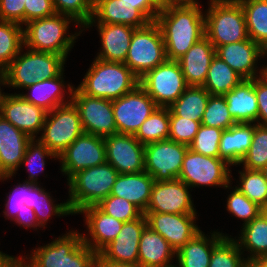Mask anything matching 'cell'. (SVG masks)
I'll list each match as a JSON object with an SVG mask.
<instances>
[{
    "mask_svg": "<svg viewBox=\"0 0 267 267\" xmlns=\"http://www.w3.org/2000/svg\"><path fill=\"white\" fill-rule=\"evenodd\" d=\"M143 214L146 216L147 225L165 238L176 251L201 231L194 222L197 213L144 212Z\"/></svg>",
    "mask_w": 267,
    "mask_h": 267,
    "instance_id": "17",
    "label": "cell"
},
{
    "mask_svg": "<svg viewBox=\"0 0 267 267\" xmlns=\"http://www.w3.org/2000/svg\"><path fill=\"white\" fill-rule=\"evenodd\" d=\"M190 187L183 181H155L145 212L186 214L196 213L189 193Z\"/></svg>",
    "mask_w": 267,
    "mask_h": 267,
    "instance_id": "18",
    "label": "cell"
},
{
    "mask_svg": "<svg viewBox=\"0 0 267 267\" xmlns=\"http://www.w3.org/2000/svg\"><path fill=\"white\" fill-rule=\"evenodd\" d=\"M96 21L107 24H126L134 28L145 27L151 22L136 8V5L127 4L121 0H94L93 15L85 27L93 26Z\"/></svg>",
    "mask_w": 267,
    "mask_h": 267,
    "instance_id": "24",
    "label": "cell"
},
{
    "mask_svg": "<svg viewBox=\"0 0 267 267\" xmlns=\"http://www.w3.org/2000/svg\"><path fill=\"white\" fill-rule=\"evenodd\" d=\"M223 130L200 125L189 149L204 156L220 158L219 144Z\"/></svg>",
    "mask_w": 267,
    "mask_h": 267,
    "instance_id": "45",
    "label": "cell"
},
{
    "mask_svg": "<svg viewBox=\"0 0 267 267\" xmlns=\"http://www.w3.org/2000/svg\"><path fill=\"white\" fill-rule=\"evenodd\" d=\"M47 111L26 101L20 94H10L3 104L2 115L14 127L32 139L43 129ZM36 134V135H35Z\"/></svg>",
    "mask_w": 267,
    "mask_h": 267,
    "instance_id": "21",
    "label": "cell"
},
{
    "mask_svg": "<svg viewBox=\"0 0 267 267\" xmlns=\"http://www.w3.org/2000/svg\"><path fill=\"white\" fill-rule=\"evenodd\" d=\"M230 165L221 158L204 156L188 148L178 179L190 188L215 186L231 188Z\"/></svg>",
    "mask_w": 267,
    "mask_h": 267,
    "instance_id": "11",
    "label": "cell"
},
{
    "mask_svg": "<svg viewBox=\"0 0 267 267\" xmlns=\"http://www.w3.org/2000/svg\"><path fill=\"white\" fill-rule=\"evenodd\" d=\"M25 0H0V20L25 25Z\"/></svg>",
    "mask_w": 267,
    "mask_h": 267,
    "instance_id": "51",
    "label": "cell"
},
{
    "mask_svg": "<svg viewBox=\"0 0 267 267\" xmlns=\"http://www.w3.org/2000/svg\"><path fill=\"white\" fill-rule=\"evenodd\" d=\"M85 215V224L91 238L83 234V242L99 254L121 231L124 222L102 212L96 205L83 208L78 214ZM92 239V240H91Z\"/></svg>",
    "mask_w": 267,
    "mask_h": 267,
    "instance_id": "23",
    "label": "cell"
},
{
    "mask_svg": "<svg viewBox=\"0 0 267 267\" xmlns=\"http://www.w3.org/2000/svg\"><path fill=\"white\" fill-rule=\"evenodd\" d=\"M83 234L68 232L33 250L29 261L36 267H97L98 254L82 240Z\"/></svg>",
    "mask_w": 267,
    "mask_h": 267,
    "instance_id": "3",
    "label": "cell"
},
{
    "mask_svg": "<svg viewBox=\"0 0 267 267\" xmlns=\"http://www.w3.org/2000/svg\"><path fill=\"white\" fill-rule=\"evenodd\" d=\"M139 85L158 107H170L188 87L180 64L166 60L139 79Z\"/></svg>",
    "mask_w": 267,
    "mask_h": 267,
    "instance_id": "10",
    "label": "cell"
},
{
    "mask_svg": "<svg viewBox=\"0 0 267 267\" xmlns=\"http://www.w3.org/2000/svg\"><path fill=\"white\" fill-rule=\"evenodd\" d=\"M213 232L211 238L202 231L197 233L184 246L176 251L177 265L175 267H209L213 248L228 235Z\"/></svg>",
    "mask_w": 267,
    "mask_h": 267,
    "instance_id": "30",
    "label": "cell"
},
{
    "mask_svg": "<svg viewBox=\"0 0 267 267\" xmlns=\"http://www.w3.org/2000/svg\"><path fill=\"white\" fill-rule=\"evenodd\" d=\"M205 13V36L215 49L248 39L246 20L237 0H210Z\"/></svg>",
    "mask_w": 267,
    "mask_h": 267,
    "instance_id": "6",
    "label": "cell"
},
{
    "mask_svg": "<svg viewBox=\"0 0 267 267\" xmlns=\"http://www.w3.org/2000/svg\"><path fill=\"white\" fill-rule=\"evenodd\" d=\"M23 26L0 20V70H5L24 47Z\"/></svg>",
    "mask_w": 267,
    "mask_h": 267,
    "instance_id": "39",
    "label": "cell"
},
{
    "mask_svg": "<svg viewBox=\"0 0 267 267\" xmlns=\"http://www.w3.org/2000/svg\"><path fill=\"white\" fill-rule=\"evenodd\" d=\"M239 174L240 183L236 188L258 206L267 205V182L262 171L244 168Z\"/></svg>",
    "mask_w": 267,
    "mask_h": 267,
    "instance_id": "41",
    "label": "cell"
},
{
    "mask_svg": "<svg viewBox=\"0 0 267 267\" xmlns=\"http://www.w3.org/2000/svg\"><path fill=\"white\" fill-rule=\"evenodd\" d=\"M65 83L63 81V72L52 79H46L38 81L35 84L27 87L26 89L32 92L31 94H20L26 101L42 107L45 111L49 112L56 107L71 103L73 86L68 85L69 99L64 101V95L66 90Z\"/></svg>",
    "mask_w": 267,
    "mask_h": 267,
    "instance_id": "29",
    "label": "cell"
},
{
    "mask_svg": "<svg viewBox=\"0 0 267 267\" xmlns=\"http://www.w3.org/2000/svg\"><path fill=\"white\" fill-rule=\"evenodd\" d=\"M267 182V165L261 170Z\"/></svg>",
    "mask_w": 267,
    "mask_h": 267,
    "instance_id": "65",
    "label": "cell"
},
{
    "mask_svg": "<svg viewBox=\"0 0 267 267\" xmlns=\"http://www.w3.org/2000/svg\"><path fill=\"white\" fill-rule=\"evenodd\" d=\"M216 55L244 79H254L259 77L255 63L261 56L264 57V49L248 38L240 42L218 46Z\"/></svg>",
    "mask_w": 267,
    "mask_h": 267,
    "instance_id": "22",
    "label": "cell"
},
{
    "mask_svg": "<svg viewBox=\"0 0 267 267\" xmlns=\"http://www.w3.org/2000/svg\"><path fill=\"white\" fill-rule=\"evenodd\" d=\"M201 121H193L180 116H176L170 110L169 137L171 141L189 146L198 132Z\"/></svg>",
    "mask_w": 267,
    "mask_h": 267,
    "instance_id": "49",
    "label": "cell"
},
{
    "mask_svg": "<svg viewBox=\"0 0 267 267\" xmlns=\"http://www.w3.org/2000/svg\"><path fill=\"white\" fill-rule=\"evenodd\" d=\"M154 182L153 177L146 171L119 174L110 195L128 200L144 213L151 198Z\"/></svg>",
    "mask_w": 267,
    "mask_h": 267,
    "instance_id": "27",
    "label": "cell"
},
{
    "mask_svg": "<svg viewBox=\"0 0 267 267\" xmlns=\"http://www.w3.org/2000/svg\"><path fill=\"white\" fill-rule=\"evenodd\" d=\"M67 181L77 172L106 162L103 137L83 133L58 157Z\"/></svg>",
    "mask_w": 267,
    "mask_h": 267,
    "instance_id": "15",
    "label": "cell"
},
{
    "mask_svg": "<svg viewBox=\"0 0 267 267\" xmlns=\"http://www.w3.org/2000/svg\"><path fill=\"white\" fill-rule=\"evenodd\" d=\"M10 267H36L34 264H32L29 260L26 262L23 257L19 258L14 257L12 258Z\"/></svg>",
    "mask_w": 267,
    "mask_h": 267,
    "instance_id": "58",
    "label": "cell"
},
{
    "mask_svg": "<svg viewBox=\"0 0 267 267\" xmlns=\"http://www.w3.org/2000/svg\"><path fill=\"white\" fill-rule=\"evenodd\" d=\"M170 2H185V3H195L197 0H170Z\"/></svg>",
    "mask_w": 267,
    "mask_h": 267,
    "instance_id": "64",
    "label": "cell"
},
{
    "mask_svg": "<svg viewBox=\"0 0 267 267\" xmlns=\"http://www.w3.org/2000/svg\"><path fill=\"white\" fill-rule=\"evenodd\" d=\"M254 89L258 103L256 124L267 125V77L263 75V67L259 70V77L254 78Z\"/></svg>",
    "mask_w": 267,
    "mask_h": 267,
    "instance_id": "52",
    "label": "cell"
},
{
    "mask_svg": "<svg viewBox=\"0 0 267 267\" xmlns=\"http://www.w3.org/2000/svg\"><path fill=\"white\" fill-rule=\"evenodd\" d=\"M167 60L159 25L153 21L136 28L124 64L140 79L148 71Z\"/></svg>",
    "mask_w": 267,
    "mask_h": 267,
    "instance_id": "8",
    "label": "cell"
},
{
    "mask_svg": "<svg viewBox=\"0 0 267 267\" xmlns=\"http://www.w3.org/2000/svg\"><path fill=\"white\" fill-rule=\"evenodd\" d=\"M201 124L227 130L237 124L228 111L227 101L224 96L210 95Z\"/></svg>",
    "mask_w": 267,
    "mask_h": 267,
    "instance_id": "43",
    "label": "cell"
},
{
    "mask_svg": "<svg viewBox=\"0 0 267 267\" xmlns=\"http://www.w3.org/2000/svg\"><path fill=\"white\" fill-rule=\"evenodd\" d=\"M228 111L236 123H255L258 117V103L254 79H244L224 95Z\"/></svg>",
    "mask_w": 267,
    "mask_h": 267,
    "instance_id": "31",
    "label": "cell"
},
{
    "mask_svg": "<svg viewBox=\"0 0 267 267\" xmlns=\"http://www.w3.org/2000/svg\"><path fill=\"white\" fill-rule=\"evenodd\" d=\"M241 251L233 238L225 236L214 248L209 267H249V262L242 257Z\"/></svg>",
    "mask_w": 267,
    "mask_h": 267,
    "instance_id": "40",
    "label": "cell"
},
{
    "mask_svg": "<svg viewBox=\"0 0 267 267\" xmlns=\"http://www.w3.org/2000/svg\"><path fill=\"white\" fill-rule=\"evenodd\" d=\"M254 135V123H237L223 130L219 155L230 166L239 165L250 148Z\"/></svg>",
    "mask_w": 267,
    "mask_h": 267,
    "instance_id": "32",
    "label": "cell"
},
{
    "mask_svg": "<svg viewBox=\"0 0 267 267\" xmlns=\"http://www.w3.org/2000/svg\"><path fill=\"white\" fill-rule=\"evenodd\" d=\"M210 93L203 86H188L183 94L168 107L176 116L201 121Z\"/></svg>",
    "mask_w": 267,
    "mask_h": 267,
    "instance_id": "36",
    "label": "cell"
},
{
    "mask_svg": "<svg viewBox=\"0 0 267 267\" xmlns=\"http://www.w3.org/2000/svg\"><path fill=\"white\" fill-rule=\"evenodd\" d=\"M49 156L50 158H58L39 139H31L21 163L27 166L26 168L30 173L28 180L26 179L27 182L38 184L37 174L43 171L45 167V157L47 158Z\"/></svg>",
    "mask_w": 267,
    "mask_h": 267,
    "instance_id": "44",
    "label": "cell"
},
{
    "mask_svg": "<svg viewBox=\"0 0 267 267\" xmlns=\"http://www.w3.org/2000/svg\"><path fill=\"white\" fill-rule=\"evenodd\" d=\"M249 267H267V256L253 259L249 262Z\"/></svg>",
    "mask_w": 267,
    "mask_h": 267,
    "instance_id": "59",
    "label": "cell"
},
{
    "mask_svg": "<svg viewBox=\"0 0 267 267\" xmlns=\"http://www.w3.org/2000/svg\"><path fill=\"white\" fill-rule=\"evenodd\" d=\"M170 109L157 107L141 124L134 137L143 145L168 140Z\"/></svg>",
    "mask_w": 267,
    "mask_h": 267,
    "instance_id": "38",
    "label": "cell"
},
{
    "mask_svg": "<svg viewBox=\"0 0 267 267\" xmlns=\"http://www.w3.org/2000/svg\"><path fill=\"white\" fill-rule=\"evenodd\" d=\"M25 24L36 19L54 15L52 0H25Z\"/></svg>",
    "mask_w": 267,
    "mask_h": 267,
    "instance_id": "53",
    "label": "cell"
},
{
    "mask_svg": "<svg viewBox=\"0 0 267 267\" xmlns=\"http://www.w3.org/2000/svg\"><path fill=\"white\" fill-rule=\"evenodd\" d=\"M56 13L71 17L85 28L93 15L94 0H52Z\"/></svg>",
    "mask_w": 267,
    "mask_h": 267,
    "instance_id": "46",
    "label": "cell"
},
{
    "mask_svg": "<svg viewBox=\"0 0 267 267\" xmlns=\"http://www.w3.org/2000/svg\"><path fill=\"white\" fill-rule=\"evenodd\" d=\"M102 51L96 58L106 62H125L136 28L126 24L97 23Z\"/></svg>",
    "mask_w": 267,
    "mask_h": 267,
    "instance_id": "26",
    "label": "cell"
},
{
    "mask_svg": "<svg viewBox=\"0 0 267 267\" xmlns=\"http://www.w3.org/2000/svg\"><path fill=\"white\" fill-rule=\"evenodd\" d=\"M243 80L244 78L241 75L215 55L211 61L203 87L210 95L224 96Z\"/></svg>",
    "mask_w": 267,
    "mask_h": 267,
    "instance_id": "33",
    "label": "cell"
},
{
    "mask_svg": "<svg viewBox=\"0 0 267 267\" xmlns=\"http://www.w3.org/2000/svg\"><path fill=\"white\" fill-rule=\"evenodd\" d=\"M12 256H9L0 251V267H10Z\"/></svg>",
    "mask_w": 267,
    "mask_h": 267,
    "instance_id": "61",
    "label": "cell"
},
{
    "mask_svg": "<svg viewBox=\"0 0 267 267\" xmlns=\"http://www.w3.org/2000/svg\"><path fill=\"white\" fill-rule=\"evenodd\" d=\"M121 2L136 5L151 22L156 20L159 11L148 0H121Z\"/></svg>",
    "mask_w": 267,
    "mask_h": 267,
    "instance_id": "55",
    "label": "cell"
},
{
    "mask_svg": "<svg viewBox=\"0 0 267 267\" xmlns=\"http://www.w3.org/2000/svg\"><path fill=\"white\" fill-rule=\"evenodd\" d=\"M106 162L119 174L139 173L145 171L144 149L134 135L113 134L104 137Z\"/></svg>",
    "mask_w": 267,
    "mask_h": 267,
    "instance_id": "16",
    "label": "cell"
},
{
    "mask_svg": "<svg viewBox=\"0 0 267 267\" xmlns=\"http://www.w3.org/2000/svg\"><path fill=\"white\" fill-rule=\"evenodd\" d=\"M146 226L147 219L144 214L124 222L117 237L98 254L97 261L137 264L139 241Z\"/></svg>",
    "mask_w": 267,
    "mask_h": 267,
    "instance_id": "19",
    "label": "cell"
},
{
    "mask_svg": "<svg viewBox=\"0 0 267 267\" xmlns=\"http://www.w3.org/2000/svg\"><path fill=\"white\" fill-rule=\"evenodd\" d=\"M158 11L163 10L169 3L170 0H148Z\"/></svg>",
    "mask_w": 267,
    "mask_h": 267,
    "instance_id": "60",
    "label": "cell"
},
{
    "mask_svg": "<svg viewBox=\"0 0 267 267\" xmlns=\"http://www.w3.org/2000/svg\"><path fill=\"white\" fill-rule=\"evenodd\" d=\"M238 238L235 241L240 250L245 249L250 252V257H247L248 262L258 257L267 256V223L260 215L243 225L241 236Z\"/></svg>",
    "mask_w": 267,
    "mask_h": 267,
    "instance_id": "37",
    "label": "cell"
},
{
    "mask_svg": "<svg viewBox=\"0 0 267 267\" xmlns=\"http://www.w3.org/2000/svg\"><path fill=\"white\" fill-rule=\"evenodd\" d=\"M174 256L176 250L147 225L139 241L138 264L141 267H173Z\"/></svg>",
    "mask_w": 267,
    "mask_h": 267,
    "instance_id": "28",
    "label": "cell"
},
{
    "mask_svg": "<svg viewBox=\"0 0 267 267\" xmlns=\"http://www.w3.org/2000/svg\"><path fill=\"white\" fill-rule=\"evenodd\" d=\"M157 107L155 101L140 85L124 96L112 100L117 133L135 135Z\"/></svg>",
    "mask_w": 267,
    "mask_h": 267,
    "instance_id": "14",
    "label": "cell"
},
{
    "mask_svg": "<svg viewBox=\"0 0 267 267\" xmlns=\"http://www.w3.org/2000/svg\"><path fill=\"white\" fill-rule=\"evenodd\" d=\"M73 21L71 17L59 13L32 20L23 28V46L33 51L54 53L67 58L75 39L82 33L81 30L77 34L67 35L68 26Z\"/></svg>",
    "mask_w": 267,
    "mask_h": 267,
    "instance_id": "4",
    "label": "cell"
},
{
    "mask_svg": "<svg viewBox=\"0 0 267 267\" xmlns=\"http://www.w3.org/2000/svg\"><path fill=\"white\" fill-rule=\"evenodd\" d=\"M97 267H141L138 263H116L112 261H97Z\"/></svg>",
    "mask_w": 267,
    "mask_h": 267,
    "instance_id": "57",
    "label": "cell"
},
{
    "mask_svg": "<svg viewBox=\"0 0 267 267\" xmlns=\"http://www.w3.org/2000/svg\"><path fill=\"white\" fill-rule=\"evenodd\" d=\"M188 148L185 144L169 139L145 145V171L154 181L178 179Z\"/></svg>",
    "mask_w": 267,
    "mask_h": 267,
    "instance_id": "12",
    "label": "cell"
},
{
    "mask_svg": "<svg viewBox=\"0 0 267 267\" xmlns=\"http://www.w3.org/2000/svg\"><path fill=\"white\" fill-rule=\"evenodd\" d=\"M83 133L79 112L71 102L47 112L38 139L59 157Z\"/></svg>",
    "mask_w": 267,
    "mask_h": 267,
    "instance_id": "9",
    "label": "cell"
},
{
    "mask_svg": "<svg viewBox=\"0 0 267 267\" xmlns=\"http://www.w3.org/2000/svg\"><path fill=\"white\" fill-rule=\"evenodd\" d=\"M31 139L0 115V180L16 173Z\"/></svg>",
    "mask_w": 267,
    "mask_h": 267,
    "instance_id": "20",
    "label": "cell"
},
{
    "mask_svg": "<svg viewBox=\"0 0 267 267\" xmlns=\"http://www.w3.org/2000/svg\"><path fill=\"white\" fill-rule=\"evenodd\" d=\"M9 86L8 84V80H7V77H6V74H5V71L4 70H0V86ZM10 94H6V93H2L1 92V87H0V113H1V110H2V107H3V104L5 103L7 97L9 96Z\"/></svg>",
    "mask_w": 267,
    "mask_h": 267,
    "instance_id": "56",
    "label": "cell"
},
{
    "mask_svg": "<svg viewBox=\"0 0 267 267\" xmlns=\"http://www.w3.org/2000/svg\"><path fill=\"white\" fill-rule=\"evenodd\" d=\"M138 85L139 78L124 63L95 58L77 88L90 97L115 100Z\"/></svg>",
    "mask_w": 267,
    "mask_h": 267,
    "instance_id": "2",
    "label": "cell"
},
{
    "mask_svg": "<svg viewBox=\"0 0 267 267\" xmlns=\"http://www.w3.org/2000/svg\"><path fill=\"white\" fill-rule=\"evenodd\" d=\"M13 221L21 225V227L24 226L27 229L33 227L37 230V227H41L38 223L34 210L28 206H25V209H23L21 212H18Z\"/></svg>",
    "mask_w": 267,
    "mask_h": 267,
    "instance_id": "54",
    "label": "cell"
},
{
    "mask_svg": "<svg viewBox=\"0 0 267 267\" xmlns=\"http://www.w3.org/2000/svg\"><path fill=\"white\" fill-rule=\"evenodd\" d=\"M198 2H170L155 22L162 32L167 60L177 61L205 36V17Z\"/></svg>",
    "mask_w": 267,
    "mask_h": 267,
    "instance_id": "1",
    "label": "cell"
},
{
    "mask_svg": "<svg viewBox=\"0 0 267 267\" xmlns=\"http://www.w3.org/2000/svg\"><path fill=\"white\" fill-rule=\"evenodd\" d=\"M5 204L4 215L12 221L16 218L18 212L25 209L24 203H27L28 198V182L24 181L23 184H18L11 193H9Z\"/></svg>",
    "mask_w": 267,
    "mask_h": 267,
    "instance_id": "50",
    "label": "cell"
},
{
    "mask_svg": "<svg viewBox=\"0 0 267 267\" xmlns=\"http://www.w3.org/2000/svg\"><path fill=\"white\" fill-rule=\"evenodd\" d=\"M50 194L39 187L38 184L28 182V198L25 206L32 208L41 227L45 228V223L52 215L65 216L72 215L68 202L53 204Z\"/></svg>",
    "mask_w": 267,
    "mask_h": 267,
    "instance_id": "34",
    "label": "cell"
},
{
    "mask_svg": "<svg viewBox=\"0 0 267 267\" xmlns=\"http://www.w3.org/2000/svg\"><path fill=\"white\" fill-rule=\"evenodd\" d=\"M240 164L250 170H262L267 165V125L254 123L252 143Z\"/></svg>",
    "mask_w": 267,
    "mask_h": 267,
    "instance_id": "42",
    "label": "cell"
},
{
    "mask_svg": "<svg viewBox=\"0 0 267 267\" xmlns=\"http://www.w3.org/2000/svg\"><path fill=\"white\" fill-rule=\"evenodd\" d=\"M244 11L248 37L267 46V0H237Z\"/></svg>",
    "mask_w": 267,
    "mask_h": 267,
    "instance_id": "35",
    "label": "cell"
},
{
    "mask_svg": "<svg viewBox=\"0 0 267 267\" xmlns=\"http://www.w3.org/2000/svg\"><path fill=\"white\" fill-rule=\"evenodd\" d=\"M26 50L24 54L20 50L4 70L10 87L26 89L38 81L55 78L64 72L65 56Z\"/></svg>",
    "mask_w": 267,
    "mask_h": 267,
    "instance_id": "7",
    "label": "cell"
},
{
    "mask_svg": "<svg viewBox=\"0 0 267 267\" xmlns=\"http://www.w3.org/2000/svg\"><path fill=\"white\" fill-rule=\"evenodd\" d=\"M118 175V171L108 162L74 174L67 181L69 186L67 202L72 215L87 206L97 205L109 196Z\"/></svg>",
    "mask_w": 267,
    "mask_h": 267,
    "instance_id": "5",
    "label": "cell"
},
{
    "mask_svg": "<svg viewBox=\"0 0 267 267\" xmlns=\"http://www.w3.org/2000/svg\"><path fill=\"white\" fill-rule=\"evenodd\" d=\"M226 205L227 211L232 213L235 217L244 220L243 225L251 222L260 214V206L248 199L236 187L228 195Z\"/></svg>",
    "mask_w": 267,
    "mask_h": 267,
    "instance_id": "48",
    "label": "cell"
},
{
    "mask_svg": "<svg viewBox=\"0 0 267 267\" xmlns=\"http://www.w3.org/2000/svg\"><path fill=\"white\" fill-rule=\"evenodd\" d=\"M96 206L105 214L122 222L132 221L143 214L133 203L114 195L102 199Z\"/></svg>",
    "mask_w": 267,
    "mask_h": 267,
    "instance_id": "47",
    "label": "cell"
},
{
    "mask_svg": "<svg viewBox=\"0 0 267 267\" xmlns=\"http://www.w3.org/2000/svg\"><path fill=\"white\" fill-rule=\"evenodd\" d=\"M259 215L267 223V205L260 207V214Z\"/></svg>",
    "mask_w": 267,
    "mask_h": 267,
    "instance_id": "62",
    "label": "cell"
},
{
    "mask_svg": "<svg viewBox=\"0 0 267 267\" xmlns=\"http://www.w3.org/2000/svg\"><path fill=\"white\" fill-rule=\"evenodd\" d=\"M216 49L204 36L177 61L188 86H203Z\"/></svg>",
    "mask_w": 267,
    "mask_h": 267,
    "instance_id": "25",
    "label": "cell"
},
{
    "mask_svg": "<svg viewBox=\"0 0 267 267\" xmlns=\"http://www.w3.org/2000/svg\"><path fill=\"white\" fill-rule=\"evenodd\" d=\"M267 46L264 48V57L267 56ZM263 75L267 77V66L263 67Z\"/></svg>",
    "mask_w": 267,
    "mask_h": 267,
    "instance_id": "63",
    "label": "cell"
},
{
    "mask_svg": "<svg viewBox=\"0 0 267 267\" xmlns=\"http://www.w3.org/2000/svg\"><path fill=\"white\" fill-rule=\"evenodd\" d=\"M71 102L79 112L84 133L103 138L117 134L112 100L90 97L75 88Z\"/></svg>",
    "mask_w": 267,
    "mask_h": 267,
    "instance_id": "13",
    "label": "cell"
}]
</instances>
